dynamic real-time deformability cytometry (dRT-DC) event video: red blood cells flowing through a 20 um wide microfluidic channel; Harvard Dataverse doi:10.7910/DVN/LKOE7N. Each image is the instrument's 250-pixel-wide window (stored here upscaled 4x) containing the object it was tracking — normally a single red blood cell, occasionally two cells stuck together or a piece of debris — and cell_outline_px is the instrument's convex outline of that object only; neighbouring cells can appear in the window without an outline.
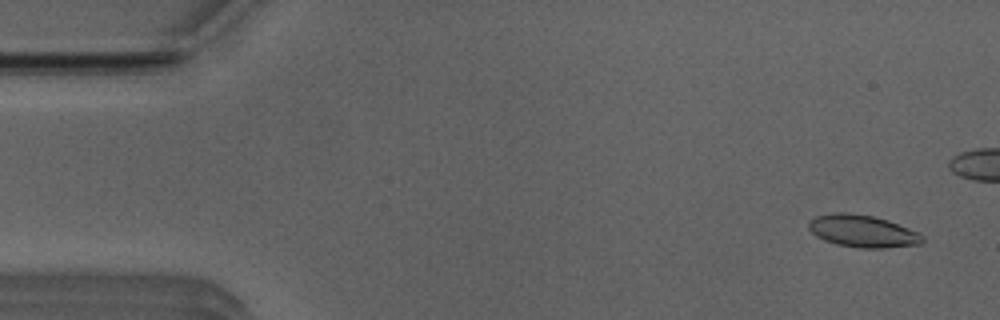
{"species": "Egyptian fruit bat (a non-hibernating species)", "species_latin": "Rousettus aegyptiacus", "temperature_condition": "room temperature", "stored_images_in_passage": 52, "camera_frame_rate_fps": 3000, "um_per_image_px": 0.085, "animal": {"sex": "male"}, "frame": {"image": 1, "passage_image": 2, "time_ms": 0.333, "image_size_px": [1000, 320], "cell_outline_px": [[924, 240], [920, 244], [884, 248], [856, 248], [836, 244], [824, 240], [816, 236], [808, 228], [808, 220], [816, 216], [832, 212], [848, 212], [872, 216], [888, 220], [920, 232], [924, 236]], "centroid_in_image_um": [73.31, 19.64], "position_along_channel_um": 11.7, "area_um2": 21.68}}
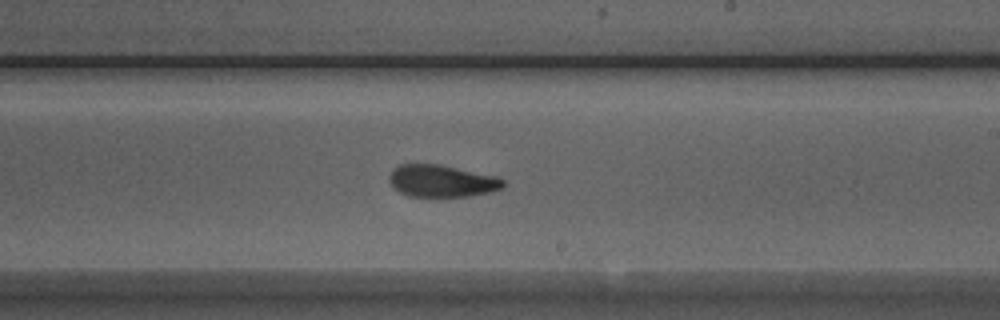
{"frame": {"image": 2, "passage_image": 29, "time_ms": 9.333, "image_size_px": [1000, 320], "cell_outline_px": [[504, 188], [488, 192], [468, 196], [408, 196], [400, 192], [392, 184], [388, 176], [392, 168], [400, 164], [440, 164], [496, 176], [504, 180]], "centroid_in_image_um": [37.54, 15.37], "position_along_channel_um": 251.5, "area_um2": 21.21}}
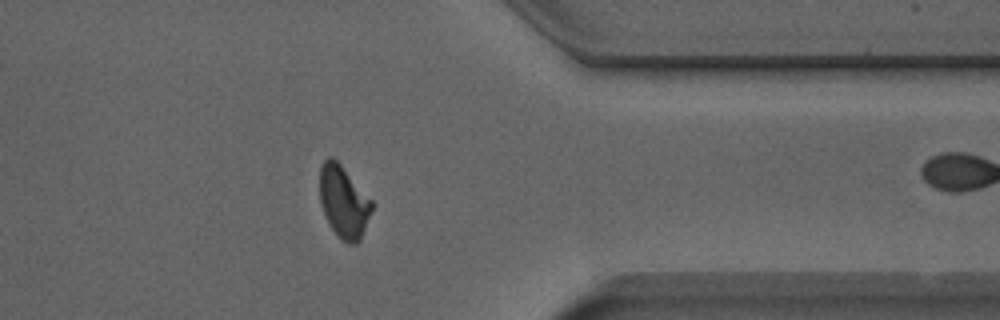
{"frame": {"image": 3, "passage_image": 40, "time_ms": 13.0, "image_size_px": [1000, 320], "cell_outline_px": [[372, 208], [360, 240], [356, 244], [348, 244], [340, 240], [332, 228], [324, 212], [320, 200], [320, 168], [324, 160], [328, 156], [332, 156], [340, 164], [372, 200]], "centroid_in_image_um": [29.2, 17.15], "position_along_channel_um": 382.2, "area_um2": 21.56}, "authors_computed_cell_mechanics": {"area_um2": 21.5305, "velocity_mm_per_s": 3.9509, "shape_relaxation_time_tau1_ms": 4.5646, "shape_relaxation_time_tau2_ms": 1.736, "deformation_change_tau1": 0.1526, "deformation_change_tau2": 0.0749}}